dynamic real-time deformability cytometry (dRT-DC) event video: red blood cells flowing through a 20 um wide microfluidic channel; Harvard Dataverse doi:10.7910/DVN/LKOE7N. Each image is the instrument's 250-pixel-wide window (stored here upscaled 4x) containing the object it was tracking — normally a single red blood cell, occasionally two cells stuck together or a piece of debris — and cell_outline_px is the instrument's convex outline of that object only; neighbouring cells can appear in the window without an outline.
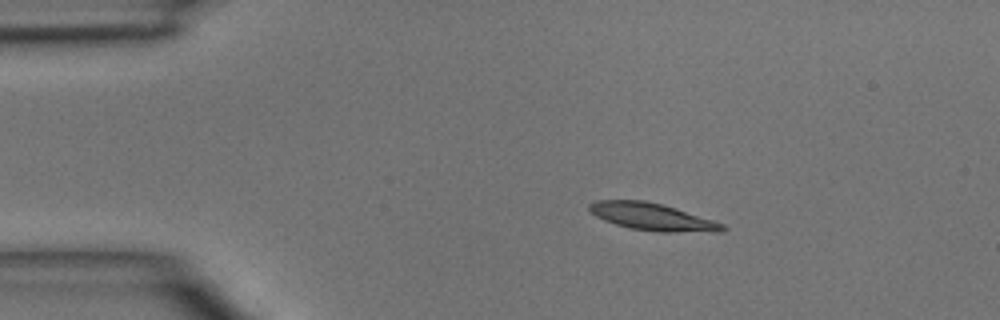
{"species": "common noctule bat (a hibernating species)", "species_latin": "Nyctalus noctula", "temperature_condition": "room temperature", "stored_images_in_passage": 5, "camera_frame_rate_fps": 3000, "um_per_image_px": 0.085, "animal": {"sex": "male", "body_mass_g": 15.6}, "frame": {"image": 1, "passage_image": 2, "time_ms": 1.0, "image_size_px": [1000, 320], "cell_outline_px": [[728, 228], [724, 232], [656, 232], [632, 228], [616, 224], [604, 220], [596, 216], [588, 208], [588, 204], [596, 200], [644, 200], [664, 204], [724, 224]], "centroid_in_image_um": [55.48, 18.43], "position_along_channel_um": 29.5, "area_um2": 21.21}}
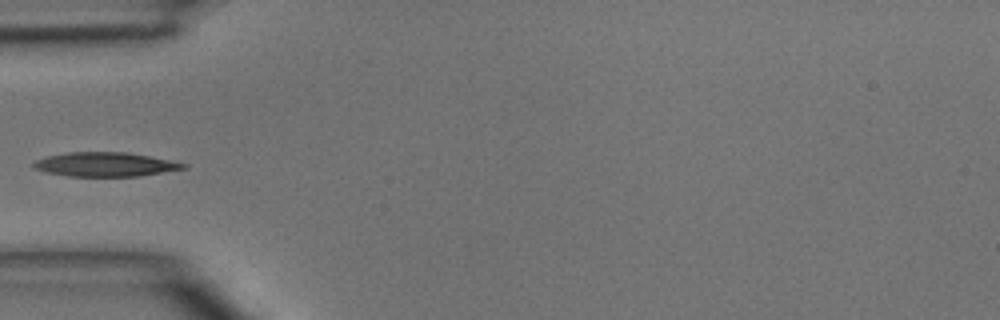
{"frame": {"image": 2, "passage_image": 4, "time_ms": 3.333, "image_size_px": [1000, 320], "cell_outline_px": [[188, 168], [140, 176], [68, 176], [48, 172], [32, 168], [32, 164], [36, 160], [48, 156], [68, 152], [128, 152], [188, 164]], "centroid_in_image_um": [8.95, 13.97], "position_along_channel_um": 76.0, "area_um2": 20.98}}
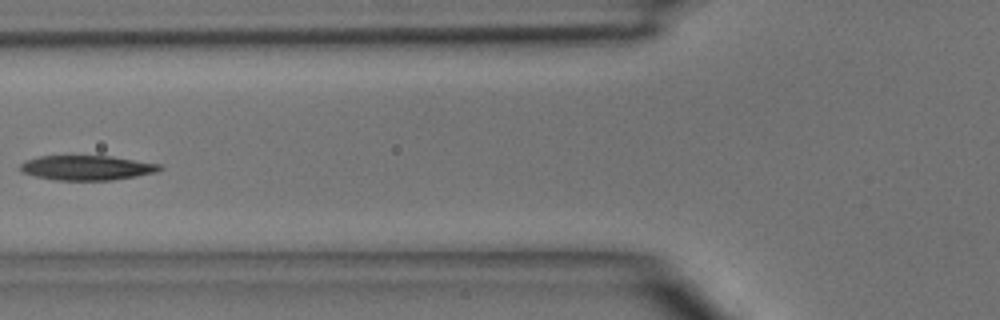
{"frame": {"image": 3, "passage_image": 5, "time_ms": 4.333, "image_size_px": [1000, 320], "cell_outline_px": [[164, 168], [156, 172], [136, 176], [112, 180], [56, 180], [36, 176], [20, 172], [20, 164], [28, 160], [40, 156], [112, 156], [160, 164]], "centroid_in_image_um": [7.4, 14.26], "position_along_channel_um": 118.4, "area_um2": 20.0}}